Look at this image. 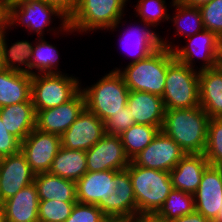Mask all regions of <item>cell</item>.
<instances>
[{"label":"cell","mask_w":222,"mask_h":222,"mask_svg":"<svg viewBox=\"0 0 222 222\" xmlns=\"http://www.w3.org/2000/svg\"><path fill=\"white\" fill-rule=\"evenodd\" d=\"M2 204H3V201L1 199V194H0V206H2Z\"/></svg>","instance_id":"c3c4849f"},{"label":"cell","mask_w":222,"mask_h":222,"mask_svg":"<svg viewBox=\"0 0 222 222\" xmlns=\"http://www.w3.org/2000/svg\"><path fill=\"white\" fill-rule=\"evenodd\" d=\"M185 154L172 138L160 130L131 161L137 166L170 172Z\"/></svg>","instance_id":"7c38bea8"},{"label":"cell","mask_w":222,"mask_h":222,"mask_svg":"<svg viewBox=\"0 0 222 222\" xmlns=\"http://www.w3.org/2000/svg\"><path fill=\"white\" fill-rule=\"evenodd\" d=\"M174 1L194 7H200L204 4L211 2L212 0H174Z\"/></svg>","instance_id":"ee69618b"},{"label":"cell","mask_w":222,"mask_h":222,"mask_svg":"<svg viewBox=\"0 0 222 222\" xmlns=\"http://www.w3.org/2000/svg\"><path fill=\"white\" fill-rule=\"evenodd\" d=\"M214 222H222V203H221V208H220V211L218 213V216H217V218Z\"/></svg>","instance_id":"f6af8a7d"},{"label":"cell","mask_w":222,"mask_h":222,"mask_svg":"<svg viewBox=\"0 0 222 222\" xmlns=\"http://www.w3.org/2000/svg\"><path fill=\"white\" fill-rule=\"evenodd\" d=\"M199 103L210 118H222V64L199 71Z\"/></svg>","instance_id":"cb8c5ba5"},{"label":"cell","mask_w":222,"mask_h":222,"mask_svg":"<svg viewBox=\"0 0 222 222\" xmlns=\"http://www.w3.org/2000/svg\"><path fill=\"white\" fill-rule=\"evenodd\" d=\"M193 196L195 210L214 222L222 203V167L209 165Z\"/></svg>","instance_id":"e0dca14e"},{"label":"cell","mask_w":222,"mask_h":222,"mask_svg":"<svg viewBox=\"0 0 222 222\" xmlns=\"http://www.w3.org/2000/svg\"><path fill=\"white\" fill-rule=\"evenodd\" d=\"M109 222H120V221L110 220Z\"/></svg>","instance_id":"681fc988"},{"label":"cell","mask_w":222,"mask_h":222,"mask_svg":"<svg viewBox=\"0 0 222 222\" xmlns=\"http://www.w3.org/2000/svg\"><path fill=\"white\" fill-rule=\"evenodd\" d=\"M40 37L35 39L32 49L31 58V76L36 74L48 73H67L60 69V50L58 51L57 44H51L48 38Z\"/></svg>","instance_id":"f546056e"},{"label":"cell","mask_w":222,"mask_h":222,"mask_svg":"<svg viewBox=\"0 0 222 222\" xmlns=\"http://www.w3.org/2000/svg\"><path fill=\"white\" fill-rule=\"evenodd\" d=\"M104 135V122L85 107L74 123L60 136L61 146L87 151Z\"/></svg>","instance_id":"9a60e30c"},{"label":"cell","mask_w":222,"mask_h":222,"mask_svg":"<svg viewBox=\"0 0 222 222\" xmlns=\"http://www.w3.org/2000/svg\"><path fill=\"white\" fill-rule=\"evenodd\" d=\"M204 156L210 165L222 167V118L209 119Z\"/></svg>","instance_id":"836d02e7"},{"label":"cell","mask_w":222,"mask_h":222,"mask_svg":"<svg viewBox=\"0 0 222 222\" xmlns=\"http://www.w3.org/2000/svg\"><path fill=\"white\" fill-rule=\"evenodd\" d=\"M159 131L155 126L134 124L119 136L130 161L152 142Z\"/></svg>","instance_id":"1f68e13d"},{"label":"cell","mask_w":222,"mask_h":222,"mask_svg":"<svg viewBox=\"0 0 222 222\" xmlns=\"http://www.w3.org/2000/svg\"><path fill=\"white\" fill-rule=\"evenodd\" d=\"M86 152L87 170L98 172L105 170L121 171L130 164L119 136L105 134Z\"/></svg>","instance_id":"5bb4252c"},{"label":"cell","mask_w":222,"mask_h":222,"mask_svg":"<svg viewBox=\"0 0 222 222\" xmlns=\"http://www.w3.org/2000/svg\"><path fill=\"white\" fill-rule=\"evenodd\" d=\"M209 165L204 154H185L169 172L173 189L194 194L199 188L204 170Z\"/></svg>","instance_id":"7402d4cb"},{"label":"cell","mask_w":222,"mask_h":222,"mask_svg":"<svg viewBox=\"0 0 222 222\" xmlns=\"http://www.w3.org/2000/svg\"><path fill=\"white\" fill-rule=\"evenodd\" d=\"M108 72V73H107ZM91 85L82 83L85 107L105 122L112 115L124 109L129 97V89L122 75L116 70L107 71ZM86 85V86H85Z\"/></svg>","instance_id":"5b68a950"},{"label":"cell","mask_w":222,"mask_h":222,"mask_svg":"<svg viewBox=\"0 0 222 222\" xmlns=\"http://www.w3.org/2000/svg\"><path fill=\"white\" fill-rule=\"evenodd\" d=\"M48 4L56 6L68 18L72 15L77 7L79 0H44Z\"/></svg>","instance_id":"60d3db41"},{"label":"cell","mask_w":222,"mask_h":222,"mask_svg":"<svg viewBox=\"0 0 222 222\" xmlns=\"http://www.w3.org/2000/svg\"><path fill=\"white\" fill-rule=\"evenodd\" d=\"M120 222H167L158 212H136Z\"/></svg>","instance_id":"ab89813d"},{"label":"cell","mask_w":222,"mask_h":222,"mask_svg":"<svg viewBox=\"0 0 222 222\" xmlns=\"http://www.w3.org/2000/svg\"><path fill=\"white\" fill-rule=\"evenodd\" d=\"M195 210L193 194L172 189L158 213L170 221Z\"/></svg>","instance_id":"d6a6232c"},{"label":"cell","mask_w":222,"mask_h":222,"mask_svg":"<svg viewBox=\"0 0 222 222\" xmlns=\"http://www.w3.org/2000/svg\"><path fill=\"white\" fill-rule=\"evenodd\" d=\"M129 0H79L68 18L69 27L78 35L106 33L124 16L127 17ZM126 11V12H125Z\"/></svg>","instance_id":"277c9868"},{"label":"cell","mask_w":222,"mask_h":222,"mask_svg":"<svg viewBox=\"0 0 222 222\" xmlns=\"http://www.w3.org/2000/svg\"><path fill=\"white\" fill-rule=\"evenodd\" d=\"M134 124V118L126 105L124 109L118 111L104 122L105 134L120 136Z\"/></svg>","instance_id":"74e56055"},{"label":"cell","mask_w":222,"mask_h":222,"mask_svg":"<svg viewBox=\"0 0 222 222\" xmlns=\"http://www.w3.org/2000/svg\"><path fill=\"white\" fill-rule=\"evenodd\" d=\"M0 222H6L2 206H0Z\"/></svg>","instance_id":"bcb514c9"},{"label":"cell","mask_w":222,"mask_h":222,"mask_svg":"<svg viewBox=\"0 0 222 222\" xmlns=\"http://www.w3.org/2000/svg\"><path fill=\"white\" fill-rule=\"evenodd\" d=\"M198 8L204 29L214 32L222 40V0H212Z\"/></svg>","instance_id":"d590c367"},{"label":"cell","mask_w":222,"mask_h":222,"mask_svg":"<svg viewBox=\"0 0 222 222\" xmlns=\"http://www.w3.org/2000/svg\"><path fill=\"white\" fill-rule=\"evenodd\" d=\"M6 26V0H0V30Z\"/></svg>","instance_id":"7bdbcfd3"},{"label":"cell","mask_w":222,"mask_h":222,"mask_svg":"<svg viewBox=\"0 0 222 222\" xmlns=\"http://www.w3.org/2000/svg\"><path fill=\"white\" fill-rule=\"evenodd\" d=\"M137 212L134 189L129 172L108 170L106 216L122 221Z\"/></svg>","instance_id":"8fae6325"},{"label":"cell","mask_w":222,"mask_h":222,"mask_svg":"<svg viewBox=\"0 0 222 222\" xmlns=\"http://www.w3.org/2000/svg\"><path fill=\"white\" fill-rule=\"evenodd\" d=\"M199 71L174 59L167 69L162 100L166 110L200 106Z\"/></svg>","instance_id":"ba28073f"},{"label":"cell","mask_w":222,"mask_h":222,"mask_svg":"<svg viewBox=\"0 0 222 222\" xmlns=\"http://www.w3.org/2000/svg\"><path fill=\"white\" fill-rule=\"evenodd\" d=\"M127 106L135 124L158 127L160 130L165 116L162 97L142 91H129Z\"/></svg>","instance_id":"ffe728a7"},{"label":"cell","mask_w":222,"mask_h":222,"mask_svg":"<svg viewBox=\"0 0 222 222\" xmlns=\"http://www.w3.org/2000/svg\"><path fill=\"white\" fill-rule=\"evenodd\" d=\"M168 222H211V221L205 218L201 213L194 210L192 213L186 214L184 216L170 220Z\"/></svg>","instance_id":"b9f144b4"},{"label":"cell","mask_w":222,"mask_h":222,"mask_svg":"<svg viewBox=\"0 0 222 222\" xmlns=\"http://www.w3.org/2000/svg\"><path fill=\"white\" fill-rule=\"evenodd\" d=\"M210 117L200 107L166 110L161 131L186 154H204Z\"/></svg>","instance_id":"7a4b0ae2"},{"label":"cell","mask_w":222,"mask_h":222,"mask_svg":"<svg viewBox=\"0 0 222 222\" xmlns=\"http://www.w3.org/2000/svg\"><path fill=\"white\" fill-rule=\"evenodd\" d=\"M76 202H63L59 200H40L39 222H64L72 212Z\"/></svg>","instance_id":"e575fe53"},{"label":"cell","mask_w":222,"mask_h":222,"mask_svg":"<svg viewBox=\"0 0 222 222\" xmlns=\"http://www.w3.org/2000/svg\"><path fill=\"white\" fill-rule=\"evenodd\" d=\"M9 30L7 26L0 30L2 66L4 69L31 75V58L35 39L31 42V40L21 38L13 42V39L9 40Z\"/></svg>","instance_id":"44dd1931"},{"label":"cell","mask_w":222,"mask_h":222,"mask_svg":"<svg viewBox=\"0 0 222 222\" xmlns=\"http://www.w3.org/2000/svg\"><path fill=\"white\" fill-rule=\"evenodd\" d=\"M3 69V66H2V58H1V48H0V71Z\"/></svg>","instance_id":"7dc6e473"},{"label":"cell","mask_w":222,"mask_h":222,"mask_svg":"<svg viewBox=\"0 0 222 222\" xmlns=\"http://www.w3.org/2000/svg\"><path fill=\"white\" fill-rule=\"evenodd\" d=\"M39 199L34 183L5 200L2 209L6 222H39Z\"/></svg>","instance_id":"603a6c76"},{"label":"cell","mask_w":222,"mask_h":222,"mask_svg":"<svg viewBox=\"0 0 222 222\" xmlns=\"http://www.w3.org/2000/svg\"><path fill=\"white\" fill-rule=\"evenodd\" d=\"M36 110L32 102L0 108V118L7 131L21 142L36 128Z\"/></svg>","instance_id":"d4e9b609"},{"label":"cell","mask_w":222,"mask_h":222,"mask_svg":"<svg viewBox=\"0 0 222 222\" xmlns=\"http://www.w3.org/2000/svg\"><path fill=\"white\" fill-rule=\"evenodd\" d=\"M129 172L137 205V212H158L173 189L169 172L135 165Z\"/></svg>","instance_id":"8992f818"},{"label":"cell","mask_w":222,"mask_h":222,"mask_svg":"<svg viewBox=\"0 0 222 222\" xmlns=\"http://www.w3.org/2000/svg\"><path fill=\"white\" fill-rule=\"evenodd\" d=\"M184 40L186 42L181 41L183 45L179 44L172 50L175 59L180 63L197 71L212 69L222 64V40L214 32L204 29ZM196 63L200 64L199 67Z\"/></svg>","instance_id":"9c48e42d"},{"label":"cell","mask_w":222,"mask_h":222,"mask_svg":"<svg viewBox=\"0 0 222 222\" xmlns=\"http://www.w3.org/2000/svg\"><path fill=\"white\" fill-rule=\"evenodd\" d=\"M81 90V77L70 73H48L32 76L31 100L36 113L71 100Z\"/></svg>","instance_id":"52a82bcc"},{"label":"cell","mask_w":222,"mask_h":222,"mask_svg":"<svg viewBox=\"0 0 222 222\" xmlns=\"http://www.w3.org/2000/svg\"><path fill=\"white\" fill-rule=\"evenodd\" d=\"M34 184L39 200L77 202L76 182L53 175L49 172L35 174Z\"/></svg>","instance_id":"83f0119b"},{"label":"cell","mask_w":222,"mask_h":222,"mask_svg":"<svg viewBox=\"0 0 222 222\" xmlns=\"http://www.w3.org/2000/svg\"><path fill=\"white\" fill-rule=\"evenodd\" d=\"M61 147V137L34 129L22 142L21 152L35 173L49 172Z\"/></svg>","instance_id":"4fadbf2b"},{"label":"cell","mask_w":222,"mask_h":222,"mask_svg":"<svg viewBox=\"0 0 222 222\" xmlns=\"http://www.w3.org/2000/svg\"><path fill=\"white\" fill-rule=\"evenodd\" d=\"M32 76L2 69L0 71V108L31 100Z\"/></svg>","instance_id":"484cf974"},{"label":"cell","mask_w":222,"mask_h":222,"mask_svg":"<svg viewBox=\"0 0 222 222\" xmlns=\"http://www.w3.org/2000/svg\"><path fill=\"white\" fill-rule=\"evenodd\" d=\"M174 59L172 50L160 46L146 58L125 66H115L112 70L122 75L130 91L148 92L162 97L168 65Z\"/></svg>","instance_id":"3957f363"},{"label":"cell","mask_w":222,"mask_h":222,"mask_svg":"<svg viewBox=\"0 0 222 222\" xmlns=\"http://www.w3.org/2000/svg\"><path fill=\"white\" fill-rule=\"evenodd\" d=\"M110 219L95 204L76 202L71 215L64 222H109Z\"/></svg>","instance_id":"8d00e7d4"},{"label":"cell","mask_w":222,"mask_h":222,"mask_svg":"<svg viewBox=\"0 0 222 222\" xmlns=\"http://www.w3.org/2000/svg\"><path fill=\"white\" fill-rule=\"evenodd\" d=\"M172 8L170 11L173 10V14L170 12L169 23L175 28L173 29V33H175L173 35L176 36L175 38L178 36V41L174 39V36L173 40L169 37L167 38L166 35L164 37L160 36V45L170 50L178 46L181 43V39L183 41V38L193 36L204 30L201 12L198 7L174 1ZM179 40L180 43H178Z\"/></svg>","instance_id":"d6986e66"},{"label":"cell","mask_w":222,"mask_h":222,"mask_svg":"<svg viewBox=\"0 0 222 222\" xmlns=\"http://www.w3.org/2000/svg\"><path fill=\"white\" fill-rule=\"evenodd\" d=\"M108 170L87 171L76 182V200L82 204H95L106 215Z\"/></svg>","instance_id":"4316f807"},{"label":"cell","mask_w":222,"mask_h":222,"mask_svg":"<svg viewBox=\"0 0 222 222\" xmlns=\"http://www.w3.org/2000/svg\"><path fill=\"white\" fill-rule=\"evenodd\" d=\"M86 152L60 147L49 173L77 182L87 172Z\"/></svg>","instance_id":"f1b7e54d"},{"label":"cell","mask_w":222,"mask_h":222,"mask_svg":"<svg viewBox=\"0 0 222 222\" xmlns=\"http://www.w3.org/2000/svg\"><path fill=\"white\" fill-rule=\"evenodd\" d=\"M54 21H58L57 26ZM6 26L10 31L23 27L26 30L22 31L28 32L27 38L32 33L37 38L45 37V32L54 36V39L72 34L76 37L69 27L68 17L44 0H6Z\"/></svg>","instance_id":"6da1fadb"},{"label":"cell","mask_w":222,"mask_h":222,"mask_svg":"<svg viewBox=\"0 0 222 222\" xmlns=\"http://www.w3.org/2000/svg\"><path fill=\"white\" fill-rule=\"evenodd\" d=\"M21 141L10 134L0 118V157L9 156L20 151Z\"/></svg>","instance_id":"f35d334b"},{"label":"cell","mask_w":222,"mask_h":222,"mask_svg":"<svg viewBox=\"0 0 222 222\" xmlns=\"http://www.w3.org/2000/svg\"><path fill=\"white\" fill-rule=\"evenodd\" d=\"M128 21L129 20H127V18L123 17L114 27L106 31L108 33L110 31L111 33L116 31L117 33V31H122L123 28L124 32H119V36H121L119 41L122 43L121 45L119 44V46H122L124 48L123 51L126 50L125 53L127 52V57L130 56V58L128 59L132 58L126 64L137 62L141 59L146 58L148 55H150L153 51L161 46V35L158 31H155L151 26L139 20L138 22L136 20L133 24L131 20L129 22ZM126 22L129 23V26ZM123 26H127V28ZM120 27H122L121 30Z\"/></svg>","instance_id":"30bf717a"},{"label":"cell","mask_w":222,"mask_h":222,"mask_svg":"<svg viewBox=\"0 0 222 222\" xmlns=\"http://www.w3.org/2000/svg\"><path fill=\"white\" fill-rule=\"evenodd\" d=\"M35 173L31 170L24 154L20 151L1 158L0 194L4 202L18 191L34 183Z\"/></svg>","instance_id":"ac0fdd59"},{"label":"cell","mask_w":222,"mask_h":222,"mask_svg":"<svg viewBox=\"0 0 222 222\" xmlns=\"http://www.w3.org/2000/svg\"><path fill=\"white\" fill-rule=\"evenodd\" d=\"M169 2L170 3L167 4L166 0H136L135 2H132L137 4L131 6V8L133 7L132 9L134 13L131 12L129 18L136 19L139 17L137 20L148 24L155 31L156 29L159 30L158 27L162 25V22L163 24L167 22L169 24L170 13L168 12L169 9L172 8L174 0ZM129 3L132 4L131 0H129Z\"/></svg>","instance_id":"4dcf8cb0"},{"label":"cell","mask_w":222,"mask_h":222,"mask_svg":"<svg viewBox=\"0 0 222 222\" xmlns=\"http://www.w3.org/2000/svg\"><path fill=\"white\" fill-rule=\"evenodd\" d=\"M85 108V97L80 90L71 100L57 107L39 110L36 129L61 136Z\"/></svg>","instance_id":"2e32d148"}]
</instances>
